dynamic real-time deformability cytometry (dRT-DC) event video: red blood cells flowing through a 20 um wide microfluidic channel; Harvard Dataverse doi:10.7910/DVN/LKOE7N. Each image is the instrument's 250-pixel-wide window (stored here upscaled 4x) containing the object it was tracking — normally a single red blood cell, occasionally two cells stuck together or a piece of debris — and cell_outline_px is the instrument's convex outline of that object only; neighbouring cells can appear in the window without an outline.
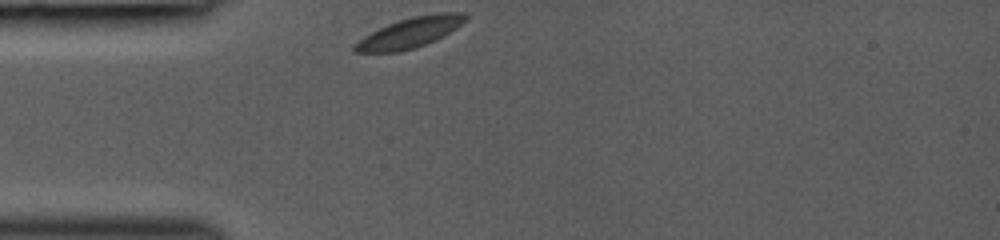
{"species": "common noctule bat (a hibernating species)", "species_latin": "Nyctalus noctula", "temperature_condition": "room temperature", "stored_images_in_passage": 28, "camera_frame_rate_fps": 3000, "um_per_image_px": 0.085, "animal": {"sex": "female", "body_mass_g": 19.0, "forearm_length_mm": 53.3}, "frame": {"image": 1, "passage_image": 1, "time_ms": 0.0, "image_size_px": [1000, 240], "cell_outline_px": [[468, 16], [456, 28], [444, 36], [436, 40], [416, 48], [400, 52], [352, 52], [352, 44], [364, 36], [388, 24], [400, 20], [416, 16], [440, 12], [464, 12]], "centroid_in_image_um": [34.82, 2.8], "position_along_channel_um": 50.2, "area_um2": 19.48}}
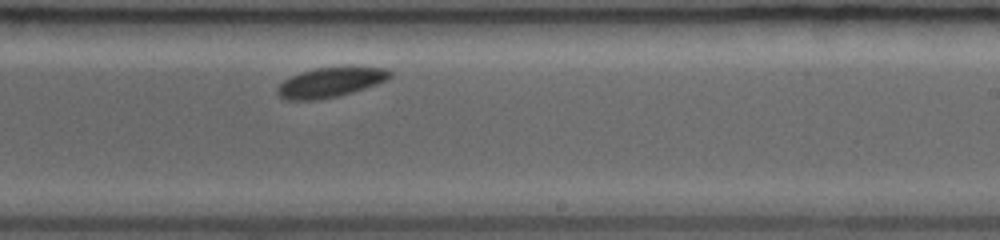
{"frame": {"image": 2, "passage_image": 17, "time_ms": 5.333, "image_size_px": [1000, 240], "cell_outline_px": [[392, 76], [376, 84], [352, 92], [320, 100], [288, 100], [280, 96], [276, 92], [276, 88], [284, 80], [300, 72], [316, 68], [388, 68], [392, 72]], "centroid_in_image_um": [28.04, 7.02], "position_along_channel_um": 261.0, "area_um2": 19.07}}
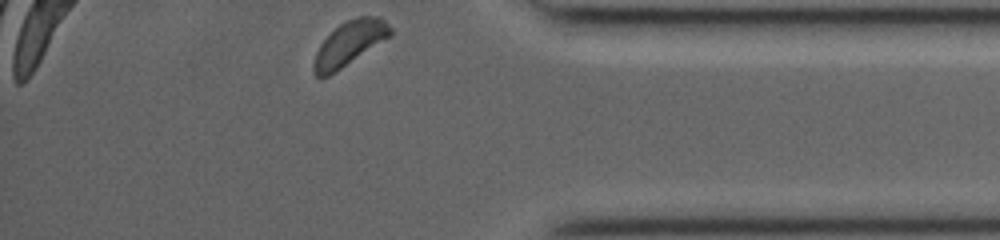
{"frame": {"image": 3, "passage_image": 28, "time_ms": 9.0, "image_size_px": [1000, 240], "cell_outline_px": [[392, 36], [328, 76], [316, 76], [312, 72], [312, 64], [316, 52], [320, 44], [340, 24], [348, 20], [360, 16], [380, 16], [392, 28]], "centroid_in_image_um": [29.72, 3.68], "position_along_channel_um": 405.5, "area_um2": 19.59}}